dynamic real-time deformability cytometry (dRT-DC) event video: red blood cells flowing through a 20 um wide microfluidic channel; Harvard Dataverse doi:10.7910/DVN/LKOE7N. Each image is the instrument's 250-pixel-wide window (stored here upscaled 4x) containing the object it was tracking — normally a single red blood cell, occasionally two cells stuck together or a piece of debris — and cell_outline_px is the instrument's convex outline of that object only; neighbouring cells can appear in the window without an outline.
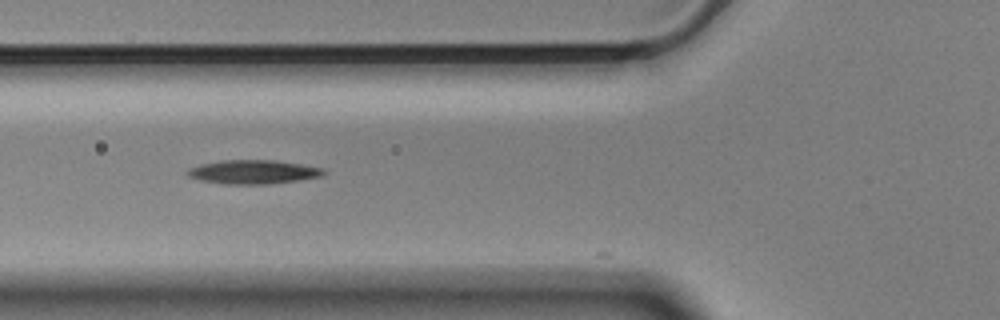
{"species": "Egyptian fruit bat (a non-hibernating species)", "species_latin": "Rousettus aegyptiacus", "temperature_condition": "cold", "stored_images_in_passage": 6, "camera_frame_rate_fps": 3000, "um_per_image_px": 0.085, "animal": {"sex": "male"}, "frame": {"image": 1, "passage_image": 2, "time_ms": 0.333, "image_size_px": [1000, 320], "cell_outline_px": [[328, 172], [320, 176], [300, 180], [268, 184], [224, 184], [200, 180], [188, 176], [184, 172], [188, 168], [200, 164], [224, 160], [276, 160], [324, 168]], "centroid_in_image_um": [21.51, 14.61], "position_along_channel_um": 104.3, "area_um2": 19.07}}
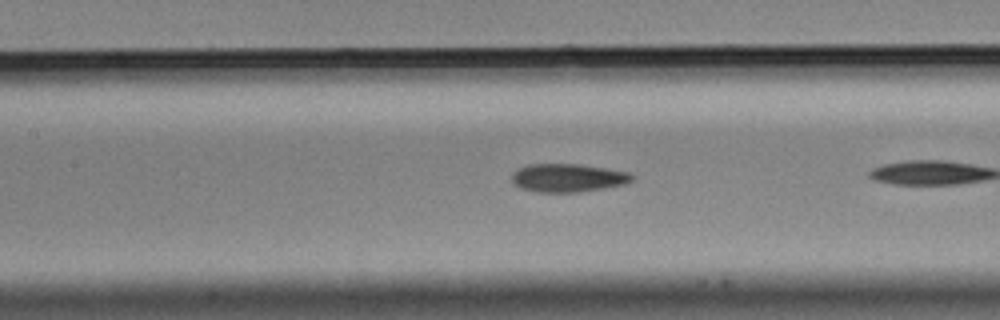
{"frame": {"image": 2, "passage_image": 4, "time_ms": 1.0, "image_size_px": [1000, 320], "cell_outline_px": [[636, 176], [632, 180], [624, 184], [604, 188], [576, 192], [536, 192], [520, 188], [512, 184], [512, 172], [516, 168], [528, 164], [576, 164], [604, 168], [628, 172]], "centroid_in_image_um": [48.21, 15.11], "position_along_channel_um": 159.2, "area_um2": 19.88}}